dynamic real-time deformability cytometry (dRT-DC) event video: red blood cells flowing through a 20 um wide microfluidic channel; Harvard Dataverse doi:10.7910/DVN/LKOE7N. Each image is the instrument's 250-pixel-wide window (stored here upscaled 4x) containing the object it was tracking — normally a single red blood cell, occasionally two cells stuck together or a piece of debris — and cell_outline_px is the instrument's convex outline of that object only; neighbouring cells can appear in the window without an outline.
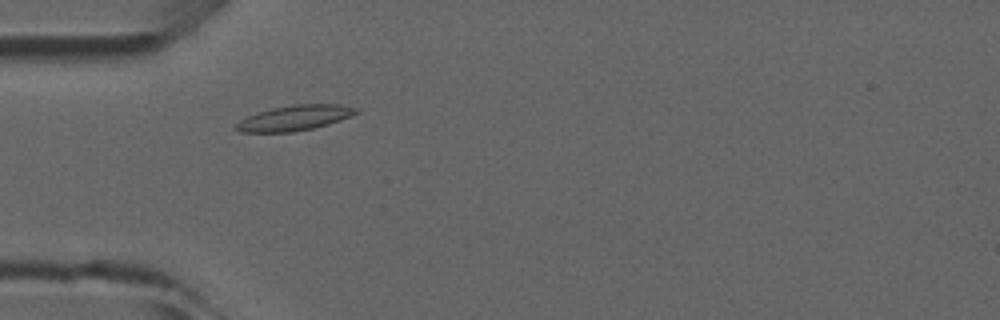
{"species": "common noctule bat (a hibernating species)", "species_latin": "Nyctalus noctula", "temperature_condition": "room temperature", "stored_images_in_passage": 3, "camera_frame_rate_fps": 3000, "um_per_image_px": 0.085, "animal": {"sex": "male", "forearm_length_mm": 52.5}, "frame": {"image": 1, "passage_image": 2, "time_ms": 1.0, "image_size_px": [1000, 320], "cell_outline_px": [[360, 112], [352, 116], [328, 124], [312, 128], [292, 132], [240, 132], [232, 128], [240, 120], [256, 112], [272, 108], [292, 104], [340, 104], [360, 108]], "centroid_in_image_um": [25.06, 10.01], "position_along_channel_um": 59.9, "area_um2": 17.86}}
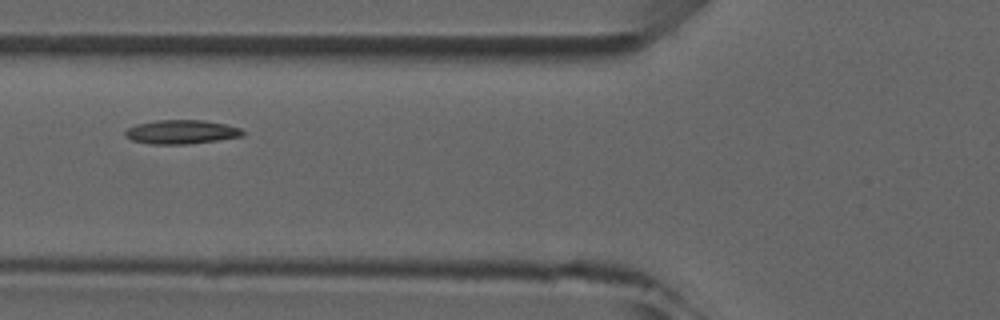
{"frame": {"image": 2, "passage_image": 3, "time_ms": 2.333, "image_size_px": [1000, 320], "cell_outline_px": [[244, 136], [188, 144], [148, 144], [132, 140], [124, 136], [124, 132], [128, 128], [136, 124], [156, 120], [204, 120], [228, 124], [240, 128], [244, 132]], "centroid_in_image_um": [15.41, 11.21], "position_along_channel_um": 110.4, "area_um2": 16.53}}